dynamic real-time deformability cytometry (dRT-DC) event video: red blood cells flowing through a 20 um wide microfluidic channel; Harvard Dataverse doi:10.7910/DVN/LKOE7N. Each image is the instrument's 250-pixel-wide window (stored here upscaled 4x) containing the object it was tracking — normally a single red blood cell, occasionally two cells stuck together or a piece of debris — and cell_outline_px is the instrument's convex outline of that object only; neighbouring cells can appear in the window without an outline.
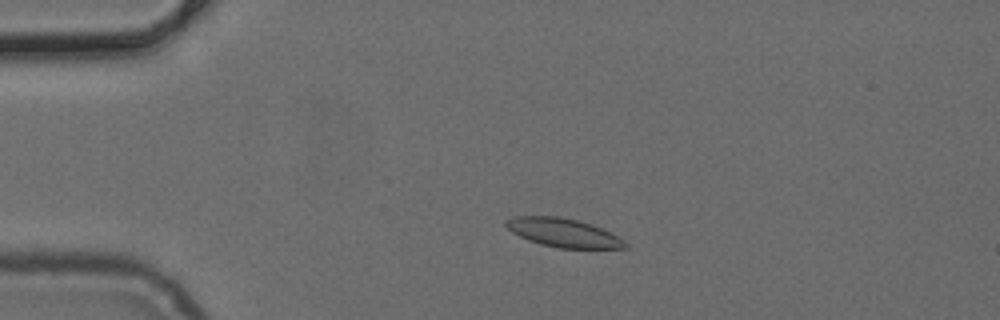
{"species": "common noctule bat (a hibernating species)", "species_latin": "Nyctalus noctula", "temperature_condition": "cold", "stored_images_in_passage": 49, "camera_frame_rate_fps": 3000, "um_per_image_px": 0.085, "animal": {"sex": "female", "body_mass_g": 24.6, "forearm_length_mm": 56.2}, "frame": {"image": 1, "passage_image": 9, "time_ms": 2.667, "image_size_px": [1000, 320], "cell_outline_px": [[628, 248], [560, 248], [540, 244], [528, 240], [512, 232], [504, 224], [504, 220], [516, 216], [556, 216], [576, 220], [600, 228], [624, 240], [628, 244]], "centroid_in_image_um": [47.84, 19.78], "position_along_channel_um": 37.2, "area_um2": 19.59}}
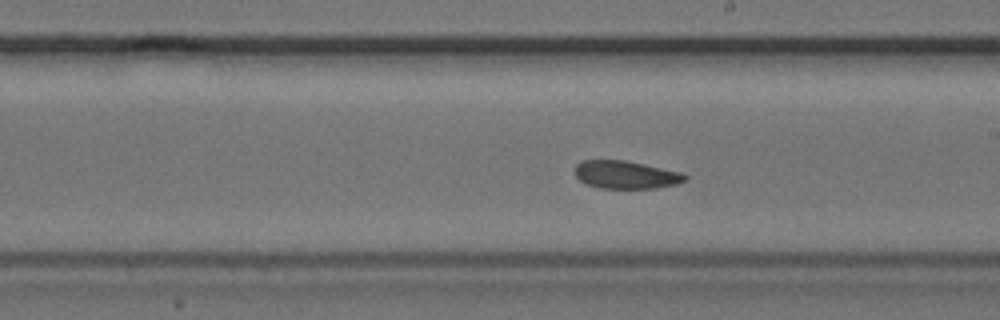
{"frame": {"image": 2, "passage_image": 27, "time_ms": 8.667, "image_size_px": [1000, 320], "cell_outline_px": [[688, 180], [676, 184], [656, 188], [600, 188], [588, 184], [580, 180], [572, 172], [576, 164], [580, 160], [624, 160], [644, 164], [680, 172], [688, 176]], "centroid_in_image_um": [53.17, 14.85], "position_along_channel_um": 235.8, "area_um2": 17.98}}
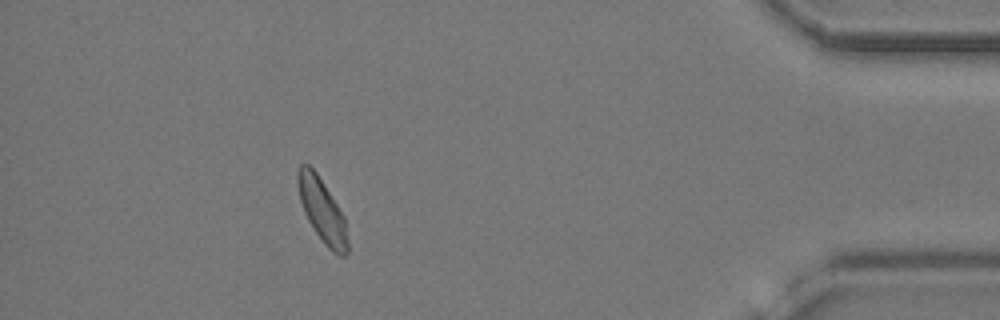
{"frame": {"image": 3, "passage_image": 44, "time_ms": 14.333, "image_size_px": [1000, 320], "cell_outline_px": [[348, 252], [344, 256], [340, 256], [332, 252], [324, 244], [308, 220], [304, 212], [300, 200], [296, 180], [296, 172], [300, 164], [308, 164], [316, 172], [344, 216], [348, 240]], "centroid_in_image_um": [27.37, 17.89], "position_along_channel_um": 407.8, "area_um2": 18.38}}